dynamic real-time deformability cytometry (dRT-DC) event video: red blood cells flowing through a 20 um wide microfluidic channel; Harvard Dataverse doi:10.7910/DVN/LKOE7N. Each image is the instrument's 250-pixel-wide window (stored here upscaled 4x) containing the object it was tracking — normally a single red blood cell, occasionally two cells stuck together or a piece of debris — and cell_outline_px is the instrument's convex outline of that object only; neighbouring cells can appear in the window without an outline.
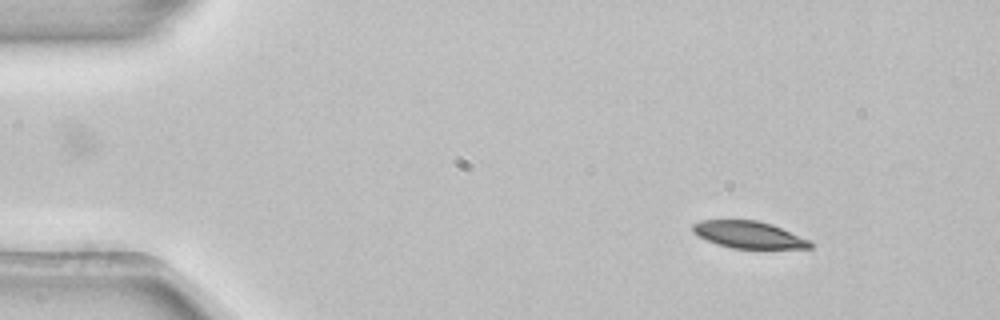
{"species": "common noctule bat (a hibernating species)", "species_latin": "Nyctalus noctula", "temperature_condition": "room temperature", "stored_images_in_passage": 3, "camera_frame_rate_fps": 3000, "um_per_image_px": 0.085, "animal": {"sex": "female", "body_mass_g": 22.7, "forearm_length_mm": 54.2}, "frame": {"image": 1, "passage_image": 1, "time_ms": 0.0, "image_size_px": [1000, 320], "cell_outline_px": [[812, 248], [732, 248], [716, 244], [692, 232], [692, 224], [700, 220], [756, 220], [772, 224], [808, 240], [812, 244]], "centroid_in_image_um": [63.59, 19.94], "position_along_channel_um": 21.4, "area_um2": 18.21}}